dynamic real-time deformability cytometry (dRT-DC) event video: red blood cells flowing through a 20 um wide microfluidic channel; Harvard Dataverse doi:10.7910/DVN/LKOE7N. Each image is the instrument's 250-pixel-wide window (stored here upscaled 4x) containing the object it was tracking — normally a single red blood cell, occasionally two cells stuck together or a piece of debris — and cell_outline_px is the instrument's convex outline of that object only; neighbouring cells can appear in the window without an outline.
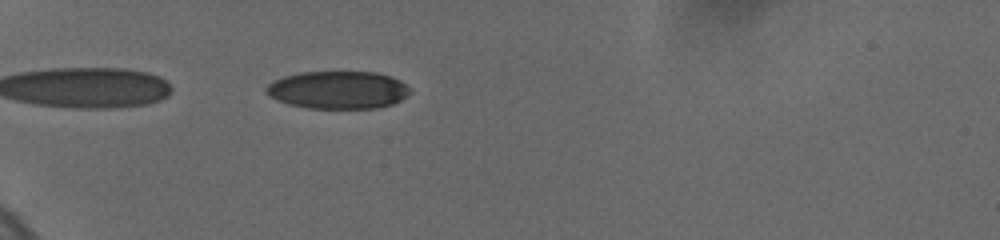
{"species": "human", "species_latin": "Homo sapiens", "temperature_condition": "cold", "stored_images_in_passage": 45, "camera_frame_rate_fps": 3000, "um_per_image_px": 0.085, "donor": {"sex": "female"}, "frame": {"image": 1, "passage_image": 2, "time_ms": 0.333, "image_size_px": [1000, 240], "cell_outline_px": [[408, 96], [392, 104], [376, 108], [308, 108], [288, 104], [276, 100], [264, 88], [272, 80], [284, 76], [300, 72], [376, 72], [400, 80], [408, 88]], "centroid_in_image_um": [28.7, 7.64], "position_along_channel_um": 56.3, "area_um2": 31.44}}
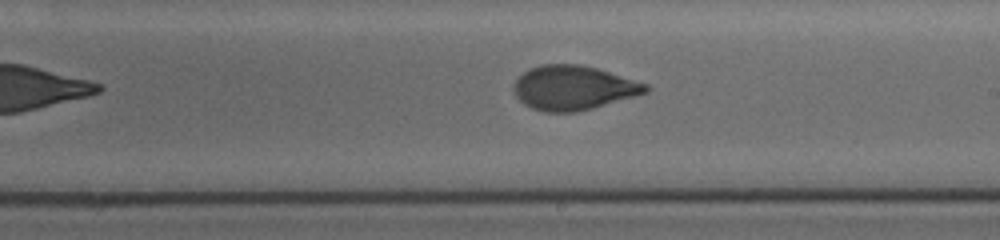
{"frame": {"image": 2, "passage_image": 21, "time_ms": 6.0, "image_size_px": [1000, 240], "cell_outline_px": [[652, 88], [648, 92], [636, 96], [592, 108], [576, 112], [548, 112], [532, 108], [524, 104], [516, 96], [512, 88], [516, 80], [524, 72], [540, 64], [580, 64], [596, 68], [648, 84]], "centroid_in_image_um": [48.75, 7.46], "position_along_channel_um": 240.2, "area_um2": 33.99}}
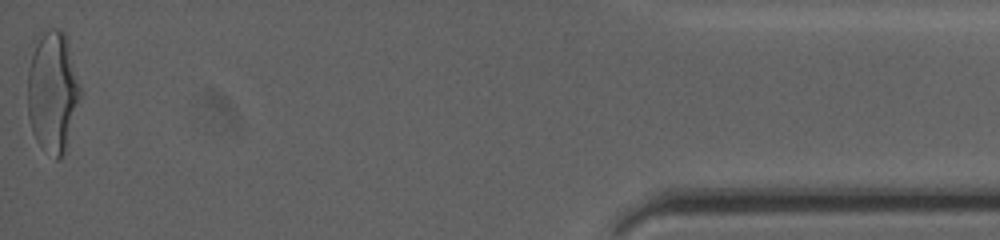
{"frame": {"image": 3, "passage_image": 45, "time_ms": 13.0, "image_size_px": [1000, 240], "cell_outline_px": [[80, 96], [68, 152], [60, 160], [56, 160], [36, 140], [32, 132], [28, 116], [28, 68], [32, 40], [36, 32], [48, 28], [60, 28], [64, 32], [68, 40], [80, 84]], "centroid_in_image_um": [4.47, 7.76], "position_along_channel_um": 430.7, "area_um2": 38.67}, "authors_computed_cell_mechanics": {"area_um2": 34.2754, "velocity_mm_per_s": 3.7153, "shape_relaxation_time_tau1_ms": 4.0056, "shape_relaxation_time_tau2_ms": 0.8671, "deformation_change_tau1": 0.1772, "deformation_change_tau2": 0.0568}}